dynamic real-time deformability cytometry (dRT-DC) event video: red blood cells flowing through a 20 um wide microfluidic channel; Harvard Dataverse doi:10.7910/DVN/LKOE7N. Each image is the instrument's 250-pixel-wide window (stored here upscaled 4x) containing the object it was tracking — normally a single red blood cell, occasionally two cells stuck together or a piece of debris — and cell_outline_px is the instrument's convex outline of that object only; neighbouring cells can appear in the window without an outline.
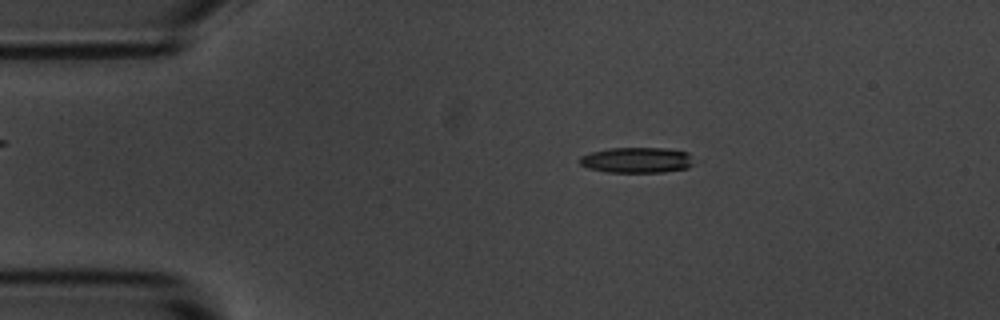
{"species": "common noctule bat (a hibernating species)", "species_latin": "Nyctalus noctula", "temperature_condition": "room temperature", "stored_images_in_passage": 5, "camera_frame_rate_fps": 3000, "um_per_image_px": 0.085, "animal": {"sex": "male", "body_mass_g": 20.1, "forearm_length_mm": 53.5}, "frame": {"image": 1, "passage_image": 3, "time_ms": 2.333, "image_size_px": [1000, 320], "cell_outline_px": [[692, 164], [688, 168], [664, 172], [608, 172], [588, 168], [580, 164], [576, 160], [580, 156], [592, 152], [608, 148], [664, 148], [688, 152]], "centroid_in_image_um": [54.08, 13.61], "position_along_channel_um": 30.9, "area_um2": 16.99}}